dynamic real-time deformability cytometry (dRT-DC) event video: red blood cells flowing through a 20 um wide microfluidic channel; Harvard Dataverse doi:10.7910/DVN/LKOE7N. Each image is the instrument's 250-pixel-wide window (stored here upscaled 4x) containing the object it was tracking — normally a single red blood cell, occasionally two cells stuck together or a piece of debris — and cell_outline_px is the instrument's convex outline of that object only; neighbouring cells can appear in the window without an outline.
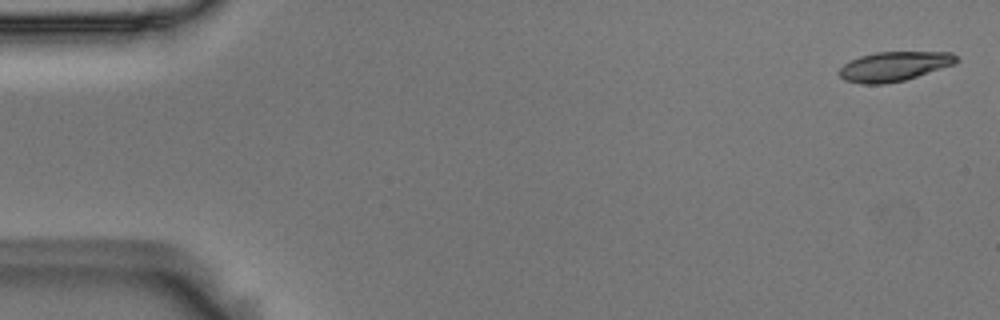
{"species": "Egyptian fruit bat (a non-hibernating species)", "species_latin": "Rousettus aegyptiacus", "temperature_condition": "room temperature", "stored_images_in_passage": 6, "camera_frame_rate_fps": 3000, "um_per_image_px": 0.085, "animal": {"sex": "male"}, "frame": {"image": 1, "passage_image": 1, "time_ms": 0.0, "image_size_px": [1000, 320], "cell_outline_px": [[960, 60], [956, 64], [904, 80], [884, 84], [860, 84], [844, 80], [840, 76], [840, 68], [844, 64], [860, 56], [876, 52], [952, 52]], "centroid_in_image_um": [76.03, 5.64], "position_along_channel_um": 9.0, "area_um2": 20.11}}